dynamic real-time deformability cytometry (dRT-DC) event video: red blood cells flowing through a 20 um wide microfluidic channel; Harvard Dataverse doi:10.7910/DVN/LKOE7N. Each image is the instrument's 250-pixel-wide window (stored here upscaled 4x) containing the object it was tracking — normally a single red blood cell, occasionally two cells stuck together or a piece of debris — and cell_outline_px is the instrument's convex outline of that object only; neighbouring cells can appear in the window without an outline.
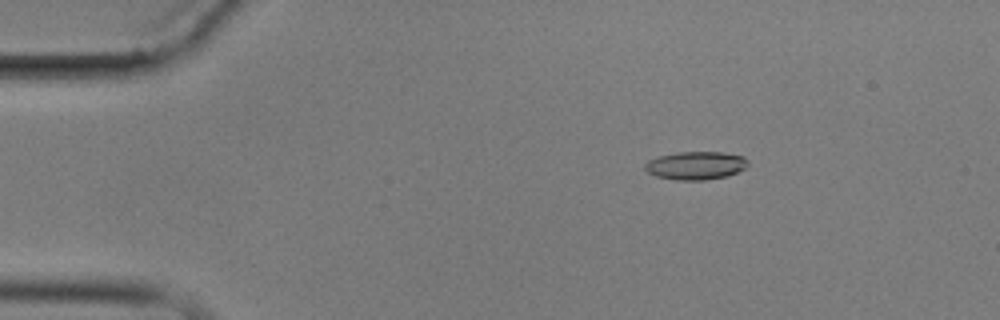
{"species": "common noctule bat (a hibernating species)", "species_latin": "Nyctalus noctula", "temperature_condition": "cold", "stored_images_in_passage": 15, "camera_frame_rate_fps": 3000, "um_per_image_px": 0.085, "animal": {"sex": "male", "body_mass_g": 17.9}, "frame": {"image": 1, "passage_image": 3, "time_ms": 2.333, "image_size_px": [1000, 320], "cell_outline_px": [[748, 164], [744, 168], [728, 176], [704, 180], [676, 180], [656, 176], [648, 172], [644, 168], [644, 164], [648, 160], [660, 156], [676, 152], [724, 152], [744, 156], [748, 160]], "centroid_in_image_um": [59.14, 14.06], "position_along_channel_um": 25.9, "area_um2": 16.94}}
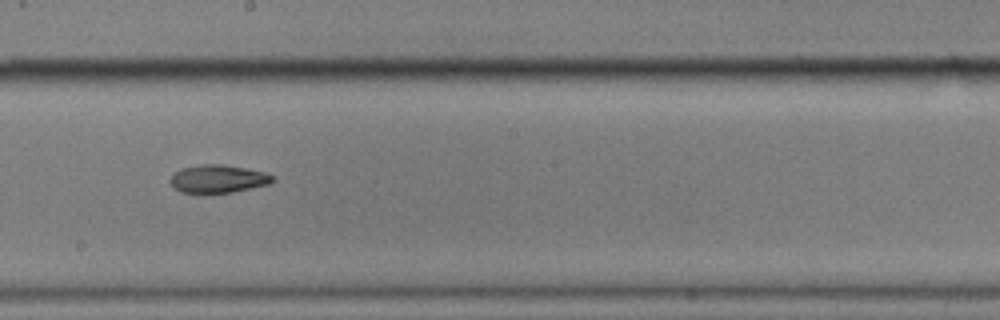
{"frame": {"image": 2, "passage_image": 9, "time_ms": 10.0, "image_size_px": [1000, 320], "cell_outline_px": [[276, 180], [272, 184], [232, 192], [180, 192], [172, 188], [168, 180], [180, 168], [200, 164], [220, 164], [244, 168], [264, 172], [272, 176]], "centroid_in_image_um": [18.52, 15.2], "position_along_channel_um": 229.7, "area_um2": 16.7}}
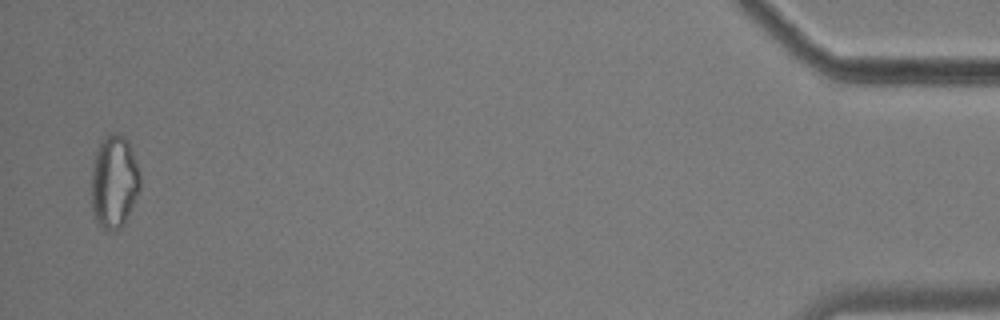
{"frame": {"image": 3, "passage_image": 15, "time_ms": 18.0, "image_size_px": [1000, 320], "cell_outline_px": [[140, 188], [132, 208], [124, 224], [120, 228], [112, 232], [104, 232], [100, 228], [92, 216], [92, 164], [100, 140], [108, 132], [116, 132], [124, 136], [128, 140], [140, 176]], "centroid_in_image_um": [9.67, 15.48], "position_along_channel_um": 425.5, "area_um2": 26.93}, "authors_computed_cell_mechanics": {"area_um2": 17.1088, "velocity_mm_per_s": 3.5089, "shape_relaxation_time_tau1_ms": 6.8447, "shape_relaxation_time_tau2_ms": null, "deformation_change_tau1": 0.165, "deformation_change_tau2": null}}